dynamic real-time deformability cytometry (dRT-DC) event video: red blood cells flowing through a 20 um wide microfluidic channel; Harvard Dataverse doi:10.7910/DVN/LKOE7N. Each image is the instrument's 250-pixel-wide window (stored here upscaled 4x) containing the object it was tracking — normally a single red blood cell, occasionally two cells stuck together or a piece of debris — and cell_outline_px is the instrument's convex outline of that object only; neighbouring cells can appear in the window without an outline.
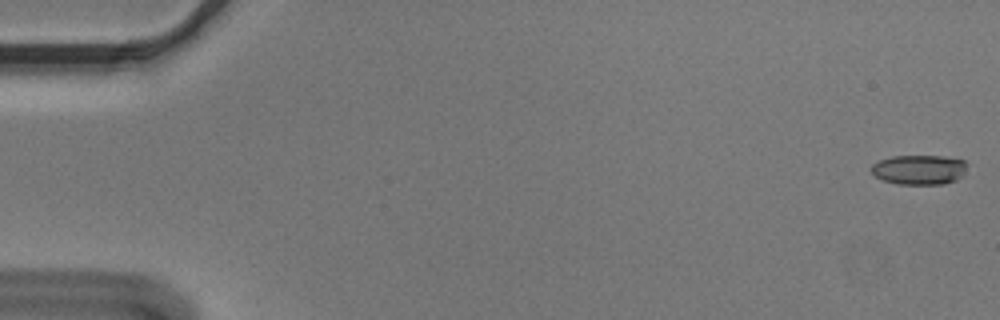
{"species": "Egyptian fruit bat (a non-hibernating species)", "species_latin": "Rousettus aegyptiacus", "temperature_condition": "cold", "stored_images_in_passage": 18, "camera_frame_rate_fps": 3000, "um_per_image_px": 0.085, "animal": {"sex": "male"}, "frame": {"image": 1, "passage_image": 1, "time_ms": 0.0, "image_size_px": [1000, 320], "cell_outline_px": [[968, 164], [960, 176], [956, 180], [944, 184], [896, 184], [884, 180], [876, 176], [872, 172], [872, 164], [880, 160], [892, 156], [944, 156], [964, 160]], "centroid_in_image_um": [78.14, 14.42], "position_along_channel_um": 6.9, "area_um2": 16.47}}
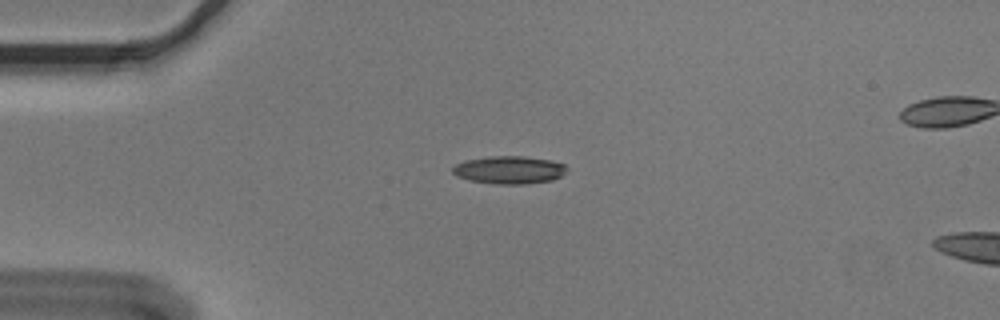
{"frame": {"image": 2, "passage_image": 14, "time_ms": 4.333, "image_size_px": [1000, 320], "cell_outline_px": [[568, 168], [560, 176], [552, 180], [524, 184], [496, 184], [472, 180], [456, 176], [452, 172], [452, 168], [456, 164], [468, 160], [488, 156], [524, 156], [548, 160], [564, 164]], "centroid_in_image_um": [43.28, 14.44], "position_along_channel_um": 41.7, "area_um2": 18.26}}